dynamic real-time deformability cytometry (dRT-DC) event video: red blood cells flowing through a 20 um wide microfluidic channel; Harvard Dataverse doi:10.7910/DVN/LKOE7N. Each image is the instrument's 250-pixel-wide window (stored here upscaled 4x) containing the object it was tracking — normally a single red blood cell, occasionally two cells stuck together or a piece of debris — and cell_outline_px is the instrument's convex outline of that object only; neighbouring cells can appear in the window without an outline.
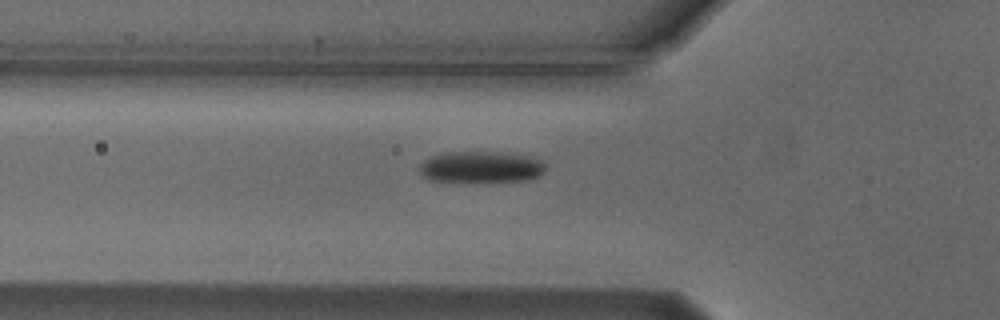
{"species": "Egyptian fruit bat (a non-hibernating species)", "species_latin": "Rousettus aegyptiacus", "temperature_condition": "cold", "stored_images_in_passage": 31, "camera_frame_rate_fps": 3000, "um_per_image_px": 0.085, "animal": {"sex": "male"}, "frame": {"image": 1, "passage_image": 6, "time_ms": 1.667, "image_size_px": [1000, 320], "cell_outline_px": [[544, 172], [540, 176], [524, 180], [424, 180], [420, 176], [420, 164], [424, 160], [432, 156], [448, 152], [496, 152], [532, 156], [540, 160], [544, 164]], "centroid_in_image_um": [40.86, 14.17], "position_along_channel_um": 84.9, "area_um2": 22.6}}
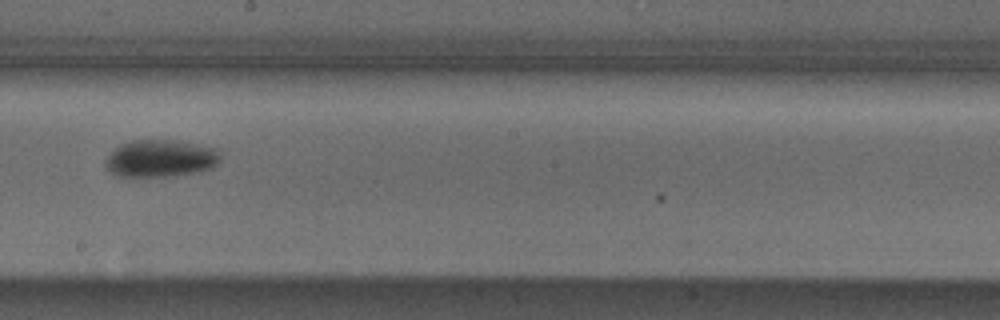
{"frame": {"image": 2, "passage_image": 18, "time_ms": 5.667, "image_size_px": [1000, 320], "cell_outline_px": [[220, 160], [212, 168], [200, 172], [176, 176], [116, 176], [104, 168], [104, 160], [120, 144], [132, 140], [172, 140], [220, 148]], "centroid_in_image_um": [13.66, 13.47], "position_along_channel_um": 234.5, "area_um2": 25.32}}
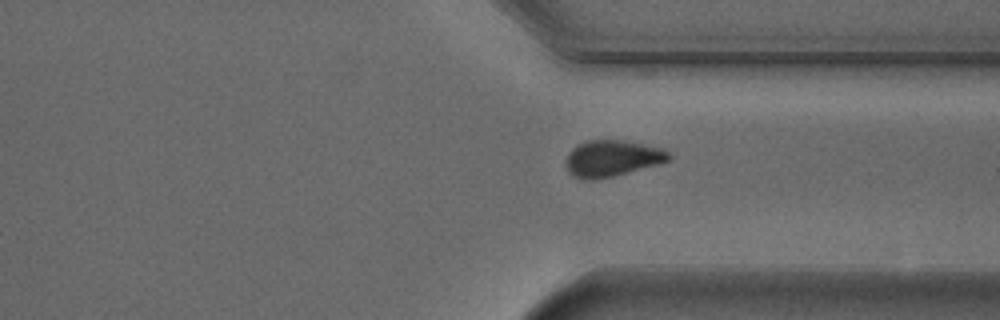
{"frame": {"image": 3, "passage_image": 28, "time_ms": 9.0, "image_size_px": [1000, 320], "cell_outline_px": [[672, 156], [668, 160], [660, 164], [612, 176], [592, 180], [584, 180], [572, 176], [568, 172], [564, 164], [564, 160], [568, 152], [576, 144], [588, 140], [624, 140], [664, 148]], "centroid_in_image_um": [51.98, 13.45], "position_along_channel_um": 359.4, "area_um2": 22.14}}